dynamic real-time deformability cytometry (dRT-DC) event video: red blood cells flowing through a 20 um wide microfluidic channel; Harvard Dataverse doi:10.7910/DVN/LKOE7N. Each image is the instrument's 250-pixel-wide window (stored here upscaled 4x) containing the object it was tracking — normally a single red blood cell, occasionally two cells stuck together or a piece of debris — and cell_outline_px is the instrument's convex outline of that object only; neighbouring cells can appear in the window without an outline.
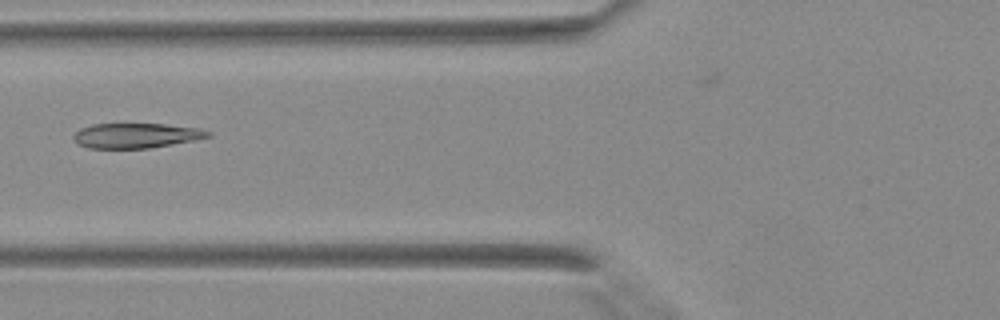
{"species": "Egyptian fruit bat (a non-hibernating species)", "species_latin": "Rousettus aegyptiacus", "temperature_condition": "warm", "stored_images_in_passage": 4, "camera_frame_rate_fps": 3000, "um_per_image_px": 0.085, "animal": {"sex": "female"}, "frame": {"image": 1, "passage_image": 4, "time_ms": 1.0, "image_size_px": [1000, 320], "cell_outline_px": [[212, 136], [172, 144], [148, 148], [88, 148], [76, 144], [72, 136], [80, 128], [92, 124], [164, 124], [200, 128], [212, 132]], "centroid_in_image_um": [11.54, 11.52], "position_along_channel_um": 114.3, "area_um2": 19.54}}